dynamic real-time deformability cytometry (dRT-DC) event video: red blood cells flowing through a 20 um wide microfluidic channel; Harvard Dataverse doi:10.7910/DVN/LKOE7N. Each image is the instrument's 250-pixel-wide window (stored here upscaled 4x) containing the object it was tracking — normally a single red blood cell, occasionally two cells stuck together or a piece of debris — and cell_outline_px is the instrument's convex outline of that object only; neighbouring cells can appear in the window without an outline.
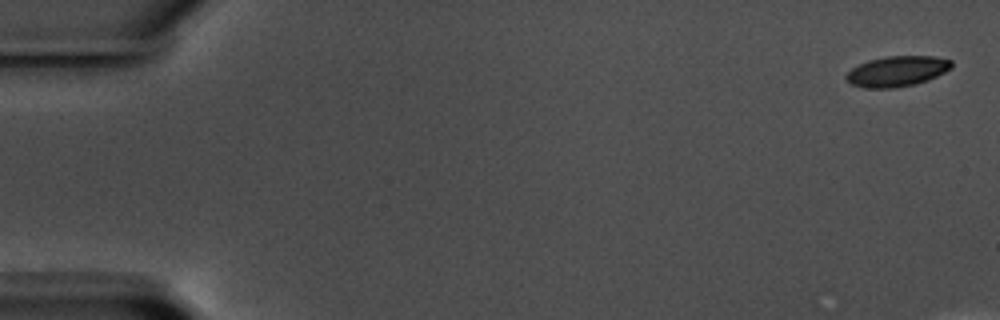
{"species": "common noctule bat (a hibernating species)", "species_latin": "Nyctalus noctula", "temperature_condition": "warm", "stored_images_in_passage": 16, "camera_frame_rate_fps": 3000, "um_per_image_px": 0.085, "animal": {"sex": "male", "body_mass_g": 17.5, "forearm_length_mm": 52.3}, "frame": {"image": 1, "passage_image": 1, "time_ms": 0.0, "image_size_px": [1000, 320], "cell_outline_px": [[952, 68], [928, 80], [916, 84], [892, 88], [864, 88], [852, 84], [844, 76], [852, 68], [868, 60], [888, 56], [936, 56], [952, 60]], "centroid_in_image_um": [76.27, 6.05], "position_along_channel_um": 8.7, "area_um2": 18.67}}
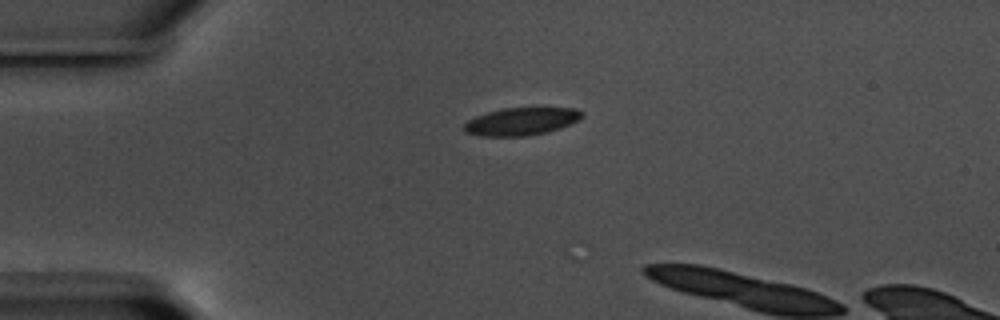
{"frame": {"image": 2, "passage_image": 14, "time_ms": 4.333, "image_size_px": [1000, 320], "cell_outline_px": [[584, 116], [580, 120], [560, 128], [548, 132], [524, 136], [480, 136], [464, 132], [460, 128], [468, 120], [476, 116], [500, 108], [536, 104], [576, 108], [584, 112]], "centroid_in_image_um": [44.38, 10.25], "position_along_channel_um": 40.6, "area_um2": 20.35}}